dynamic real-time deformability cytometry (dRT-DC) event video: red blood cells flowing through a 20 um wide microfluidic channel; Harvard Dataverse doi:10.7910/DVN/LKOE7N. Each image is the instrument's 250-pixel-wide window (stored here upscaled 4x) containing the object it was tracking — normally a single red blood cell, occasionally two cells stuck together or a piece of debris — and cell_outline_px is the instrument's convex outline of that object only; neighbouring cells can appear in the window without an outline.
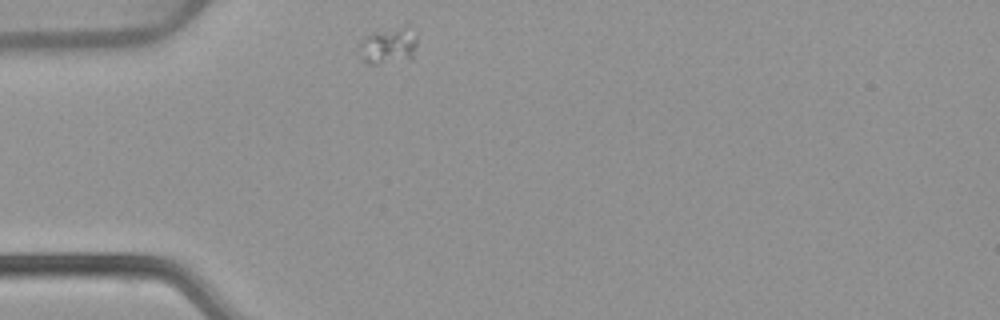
{"species": "common noctule bat (a hibernating species)", "species_latin": "Nyctalus noctula", "temperature_condition": "warm", "stored_images_in_passage": 42, "camera_frame_rate_fps": 3000, "um_per_image_px": 0.085, "animal": {"sex": "female", "body_mass_g": 22.7, "forearm_length_mm": 54.2}, "frame": {"image": 1, "passage_image": 1, "time_ms": 0.0, "image_size_px": [1000, 320], "cell_outline_px": [[416, 44], [412, 60], [372, 64], [368, 64], [364, 60], [360, 44], [360, 40], [364, 36], [372, 32], [408, 24], [416, 32]], "centroid_in_image_um": [33.09, 3.84], "position_along_channel_um": 51.9, "area_um2": 12.6}}
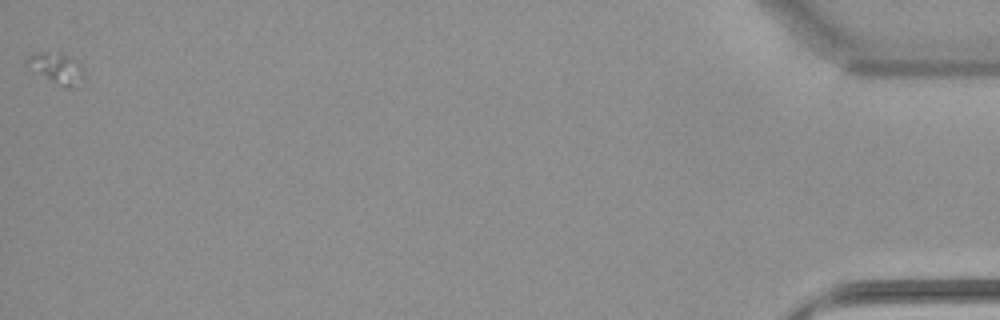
{"frame": {"image": 2, "passage_image": 42, "time_ms": 13.667, "image_size_px": [1000, 320], "cell_outline_px": [[84, 76], [68, 88], [64, 88], [24, 64], [24, 60], [32, 52], [56, 48], [60, 48], [80, 64], [84, 68]], "centroid_in_image_um": [4.76, 5.65], "position_along_channel_um": 430.4, "area_um2": 10.69}}